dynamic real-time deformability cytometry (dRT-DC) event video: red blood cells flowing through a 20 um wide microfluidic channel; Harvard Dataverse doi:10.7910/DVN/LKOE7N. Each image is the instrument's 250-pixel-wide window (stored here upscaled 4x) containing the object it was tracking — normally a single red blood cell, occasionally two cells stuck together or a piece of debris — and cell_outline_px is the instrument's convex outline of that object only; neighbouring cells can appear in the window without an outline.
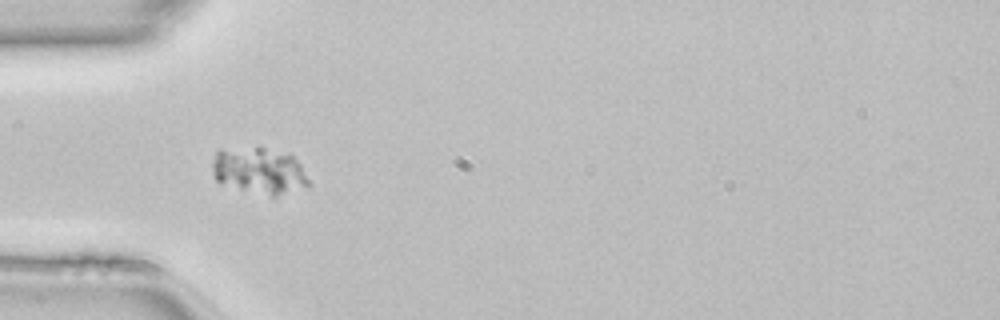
{"species": "common noctule bat (a hibernating species)", "species_latin": "Nyctalus noctula", "temperature_condition": "room temperature", "stored_images_in_passage": 51, "camera_frame_rate_fps": 3000, "um_per_image_px": 0.085, "animal": {"sex": "female", "body_mass_g": 22.7, "forearm_length_mm": 54.2}, "frame": {"image": 1, "passage_image": 17, "time_ms": 5.333, "image_size_px": [1000, 320], "cell_outline_px": [[308, 188], [276, 196], [272, 196], [220, 184], [216, 180], [212, 172], [212, 164], [216, 152], [256, 148], [264, 148], [292, 156], [300, 164], [308, 180]], "centroid_in_image_um": [22.05, 14.57], "position_along_channel_um": 62.9, "area_um2": 25.37}}
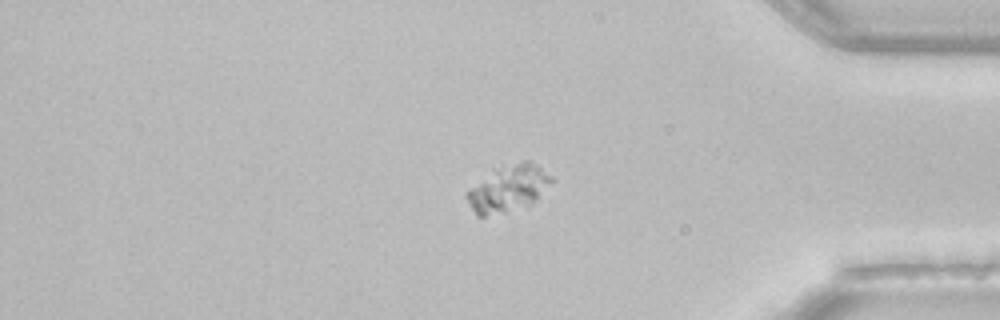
{"frame": {"image": 2, "passage_image": 43, "time_ms": 14.0, "image_size_px": [1000, 320], "cell_outline_px": [[556, 180], [528, 204], [504, 212], [484, 216], [476, 216], [464, 196], [464, 192], [492, 168], [520, 160], [528, 160], [552, 176]], "centroid_in_image_um": [43.13, 15.97], "position_along_channel_um": 392.1, "area_um2": 23.06}}
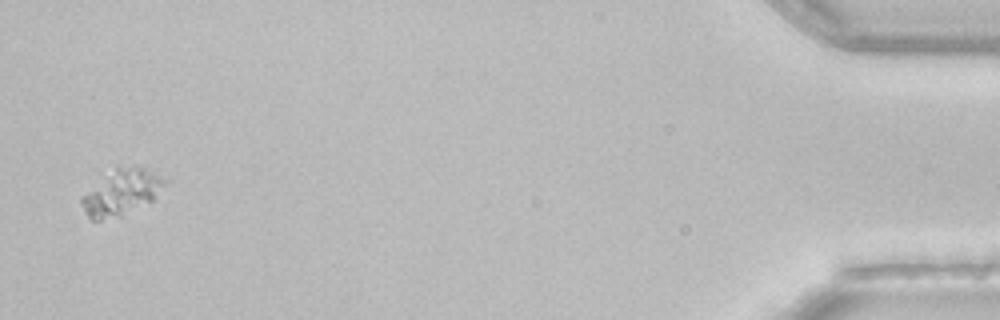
{"frame": {"image": 3, "passage_image": 50, "time_ms": 16.333, "image_size_px": [1000, 320], "cell_outline_px": [[172, 180], [152, 200], [120, 216], [100, 220], [92, 220], [84, 212], [80, 204], [80, 200], [116, 164], [136, 164], [156, 168]], "centroid_in_image_um": [10.48, 16.23], "position_along_channel_um": 424.7, "area_um2": 23.12}}